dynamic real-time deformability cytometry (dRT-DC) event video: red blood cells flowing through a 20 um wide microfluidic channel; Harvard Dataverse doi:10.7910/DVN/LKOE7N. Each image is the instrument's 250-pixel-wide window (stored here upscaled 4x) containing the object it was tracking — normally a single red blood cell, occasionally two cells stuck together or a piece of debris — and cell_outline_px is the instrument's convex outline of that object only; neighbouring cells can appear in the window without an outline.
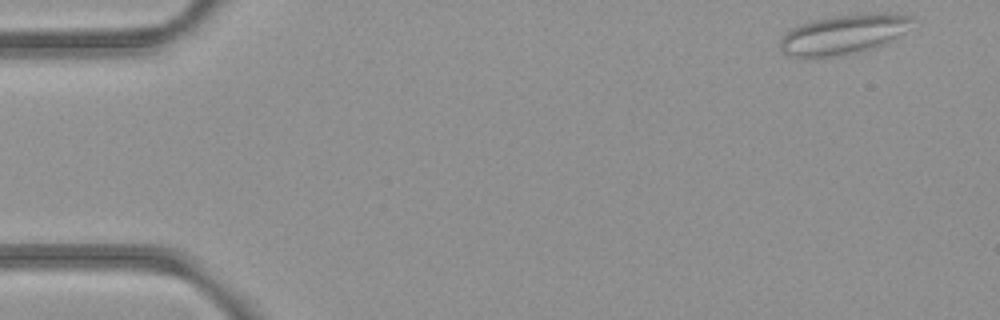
{"species": "common noctule bat (a hibernating species)", "species_latin": "Nyctalus noctula", "temperature_condition": "room temperature", "stored_images_in_passage": 49, "camera_frame_rate_fps": 3000, "um_per_image_px": 0.085, "animal": {"sex": "female", "body_mass_g": 21.9}, "frame": {"image": 1, "passage_image": 1, "time_ms": 0.0, "image_size_px": [1000, 320], "cell_outline_px": [[912, 20], [904, 32], [896, 40], [872, 48], [840, 56], [788, 56], [780, 48], [780, 40], [792, 28], [800, 24], [812, 20], [832, 16], [864, 12], [888, 12], [912, 16]], "centroid_in_image_um": [71.75, 2.89], "position_along_channel_um": 13.3, "area_um2": 30.58}}
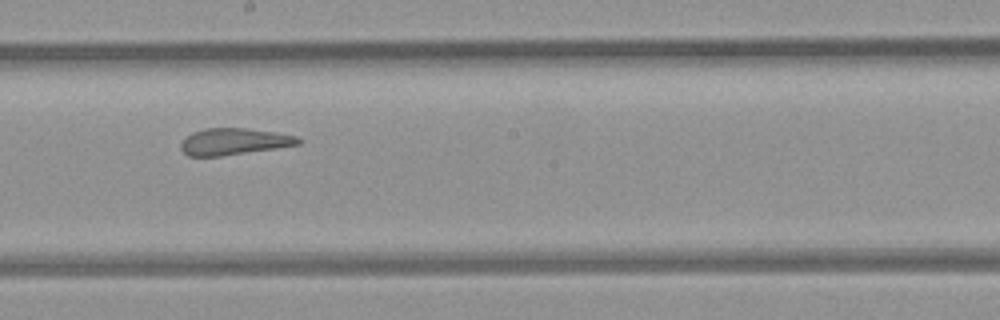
{"frame": {"image": 2, "passage_image": 27, "time_ms": 8.667, "image_size_px": [1000, 320], "cell_outline_px": [[304, 140], [300, 144], [276, 148], [220, 156], [188, 156], [180, 148], [180, 144], [192, 132], [204, 128], [248, 128], [276, 132], [296, 136]], "centroid_in_image_um": [19.91, 12.02], "position_along_channel_um": 228.3, "area_um2": 18.21}}
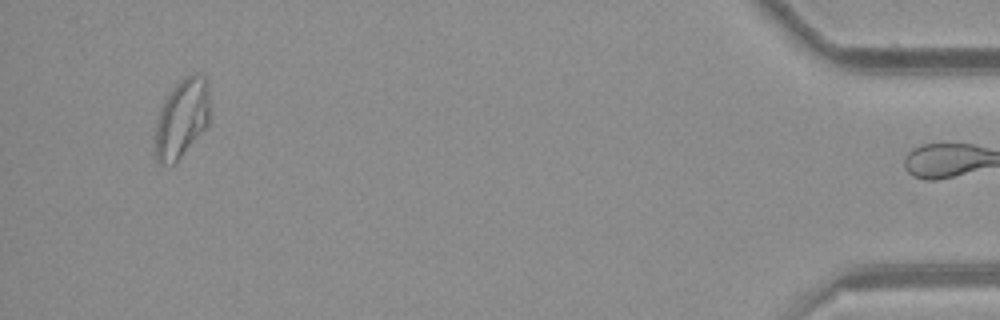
{"frame": {"image": 3, "passage_image": 48, "time_ms": 15.667, "image_size_px": [1000, 320], "cell_outline_px": [[208, 124], [176, 164], [160, 164], [156, 160], [156, 124], [160, 108], [168, 92], [184, 76], [196, 72], [200, 72], [204, 76], [208, 84]], "centroid_in_image_um": [15.45, 10.04], "position_along_channel_um": 419.8, "area_um2": 25.14}, "authors_computed_cell_mechanics": {"area_um2": 21.7328, "velocity_mm_per_s": 3.9217, "shape_relaxation_time_tau1_ms": null, "shape_relaxation_time_tau2_ms": 1.4028, "deformation_change_tau1": null, "deformation_change_tau2": 0.069}}